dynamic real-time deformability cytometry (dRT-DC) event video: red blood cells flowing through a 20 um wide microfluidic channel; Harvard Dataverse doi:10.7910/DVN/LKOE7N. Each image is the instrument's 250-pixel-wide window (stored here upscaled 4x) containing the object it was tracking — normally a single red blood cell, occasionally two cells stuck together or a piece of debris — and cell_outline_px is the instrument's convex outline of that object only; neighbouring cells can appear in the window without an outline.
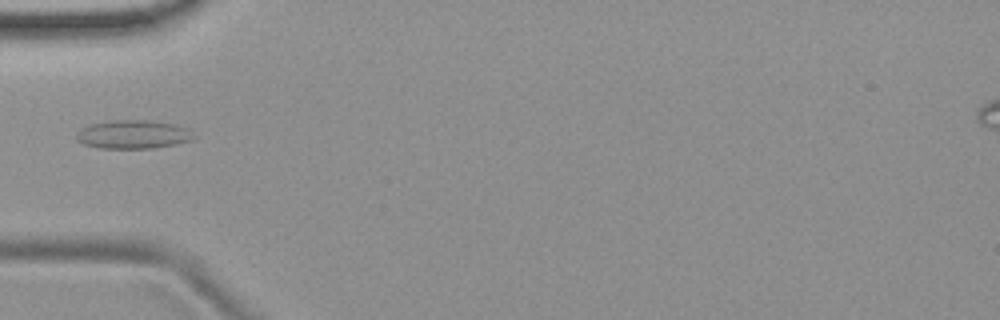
{"species": "common noctule bat (a hibernating species)", "species_latin": "Nyctalus noctula", "temperature_condition": "room temperature", "stored_images_in_passage": 5, "camera_frame_rate_fps": 3000, "um_per_image_px": 0.085, "animal": {"sex": "female", "body_mass_g": 19.9}, "frame": {"image": 1, "passage_image": 4, "time_ms": 3.667, "image_size_px": [1000, 320], "cell_outline_px": [[196, 136], [192, 140], [176, 144], [152, 148], [100, 148], [84, 144], [76, 140], [76, 132], [80, 128], [88, 124], [108, 120], [152, 120], [176, 124], [188, 128]], "centroid_in_image_um": [11.31, 11.41], "position_along_channel_um": 73.7, "area_um2": 19.88}}
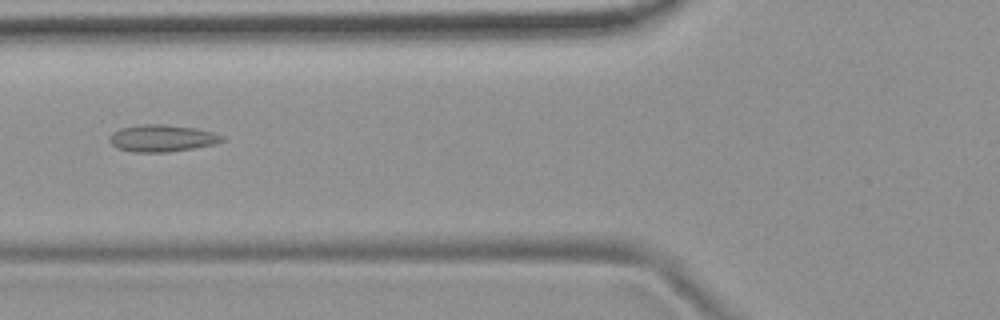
{"frame": {"image": 2, "passage_image": 5, "time_ms": 4.667, "image_size_px": [1000, 320], "cell_outline_px": [[228, 140], [216, 144], [168, 152], [132, 152], [116, 148], [108, 140], [112, 132], [120, 128], [140, 124], [164, 124], [196, 128], [212, 132], [224, 136]], "centroid_in_image_um": [13.78, 11.75], "position_along_channel_um": 112.0, "area_um2": 17.92}}